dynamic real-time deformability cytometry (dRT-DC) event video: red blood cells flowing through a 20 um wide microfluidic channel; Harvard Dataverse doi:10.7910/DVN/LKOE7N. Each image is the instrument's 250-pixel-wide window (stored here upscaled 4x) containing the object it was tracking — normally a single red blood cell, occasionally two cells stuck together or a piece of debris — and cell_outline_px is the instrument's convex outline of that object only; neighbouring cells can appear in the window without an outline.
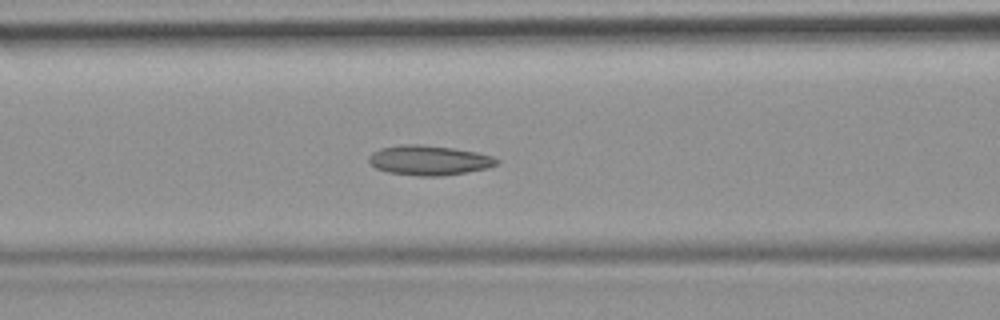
{"species": "common noctule bat (a hibernating species)", "species_latin": "Nyctalus noctula", "temperature_condition": "room temperature", "stored_images_in_passage": 34, "camera_frame_rate_fps": 3000, "um_per_image_px": 0.085, "animal": {"sex": "female", "body_mass_g": 19.9}, "frame": {"image": 1, "passage_image": 6, "time_ms": 1.667, "image_size_px": [1000, 320], "cell_outline_px": [[500, 164], [488, 168], [444, 176], [416, 176], [388, 172], [376, 168], [368, 160], [368, 156], [372, 152], [380, 148], [400, 144], [420, 144], [452, 148], [476, 152], [492, 156], [500, 160]], "centroid_in_image_um": [36.48, 13.62], "position_along_channel_um": 130.1, "area_um2": 22.37}}
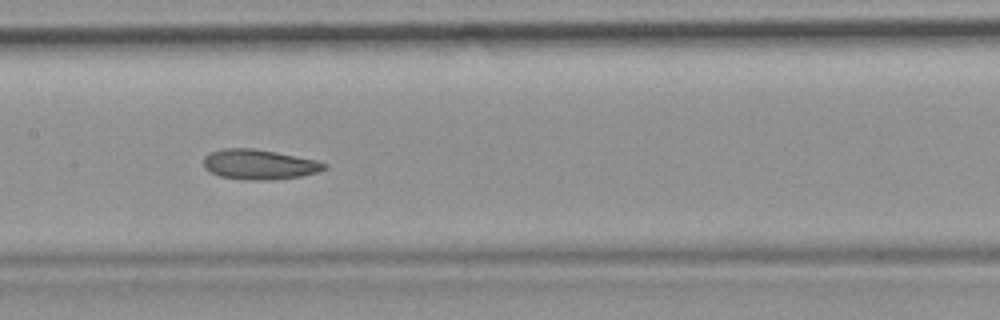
{"frame": {"image": 2, "passage_image": 10, "time_ms": 3.0, "image_size_px": [1000, 320], "cell_outline_px": [[328, 168], [316, 172], [300, 176], [276, 180], [244, 180], [220, 176], [204, 168], [204, 156], [212, 152], [224, 148], [252, 148], [276, 152], [316, 160], [328, 164]], "centroid_in_image_um": [22.04, 13.98], "position_along_channel_um": 185.4, "area_um2": 21.1}}